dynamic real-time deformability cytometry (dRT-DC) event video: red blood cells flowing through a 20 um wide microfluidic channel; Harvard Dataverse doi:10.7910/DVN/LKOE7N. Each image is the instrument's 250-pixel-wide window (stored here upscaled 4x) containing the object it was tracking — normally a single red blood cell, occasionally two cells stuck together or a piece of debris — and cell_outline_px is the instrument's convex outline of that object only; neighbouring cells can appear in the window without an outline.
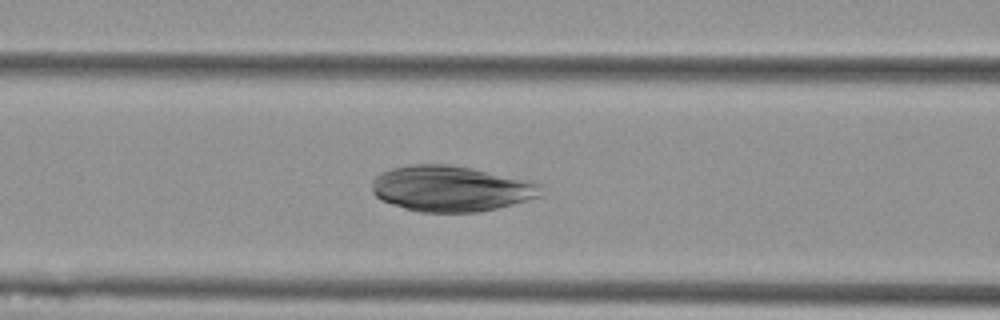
{"species": "Egyptian fruit bat (a non-hibernating species)", "species_latin": "Rousettus aegyptiacus", "temperature_condition": "cold", "stored_images_in_passage": 44, "camera_frame_rate_fps": 3000, "um_per_image_px": 0.085, "animal": {"sex": "female"}, "frame": {"image": 1, "passage_image": 14, "time_ms": 4.333, "image_size_px": [1000, 320], "cell_outline_px": [[540, 196], [496, 208], [480, 212], [420, 212], [404, 208], [380, 200], [372, 192], [372, 180], [380, 172], [392, 168], [408, 164], [448, 164], [472, 168], [524, 180], [540, 184]], "centroid_in_image_um": [38.24, 16.03], "position_along_channel_um": 128.4, "area_um2": 44.68}}
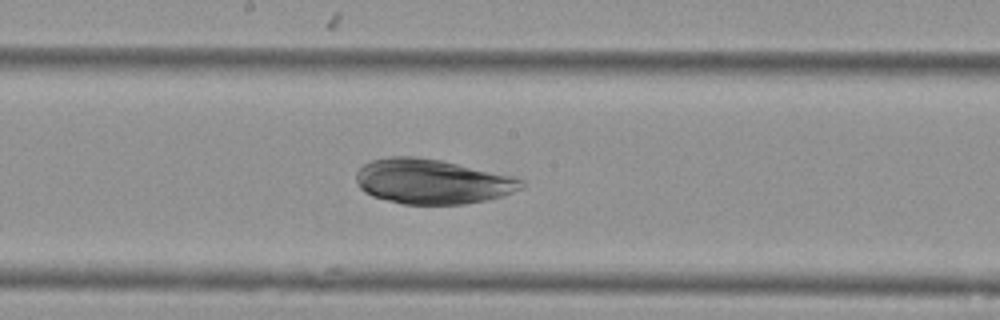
{"frame": {"image": 2, "passage_image": 21, "time_ms": 6.667, "image_size_px": [1000, 320], "cell_outline_px": [[524, 188], [504, 196], [464, 204], [404, 204], [372, 196], [364, 192], [360, 188], [356, 180], [356, 172], [364, 164], [372, 160], [388, 156], [416, 156], [440, 160], [512, 176], [524, 180]], "centroid_in_image_um": [36.73, 15.42], "position_along_channel_um": 211.5, "area_um2": 43.12}}
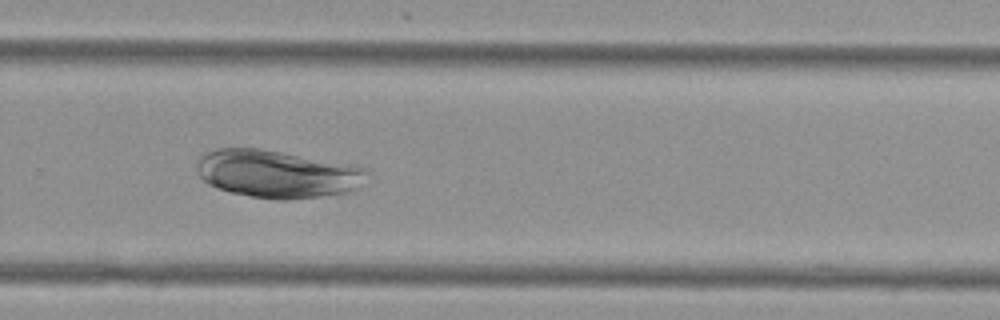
{"frame": {"image": 3, "passage_image": 29, "time_ms": 9.333, "image_size_px": [1000, 320], "cell_outline_px": [[372, 172], [356, 188], [348, 192], [320, 196], [284, 200], [276, 200], [252, 196], [232, 192], [208, 184], [200, 176], [196, 168], [196, 164], [200, 156], [204, 152], [212, 148], [256, 148], [280, 152], [348, 164], [368, 168]], "centroid_in_image_um": [23.55, 14.77], "position_along_channel_um": 306.3, "area_um2": 47.11}}